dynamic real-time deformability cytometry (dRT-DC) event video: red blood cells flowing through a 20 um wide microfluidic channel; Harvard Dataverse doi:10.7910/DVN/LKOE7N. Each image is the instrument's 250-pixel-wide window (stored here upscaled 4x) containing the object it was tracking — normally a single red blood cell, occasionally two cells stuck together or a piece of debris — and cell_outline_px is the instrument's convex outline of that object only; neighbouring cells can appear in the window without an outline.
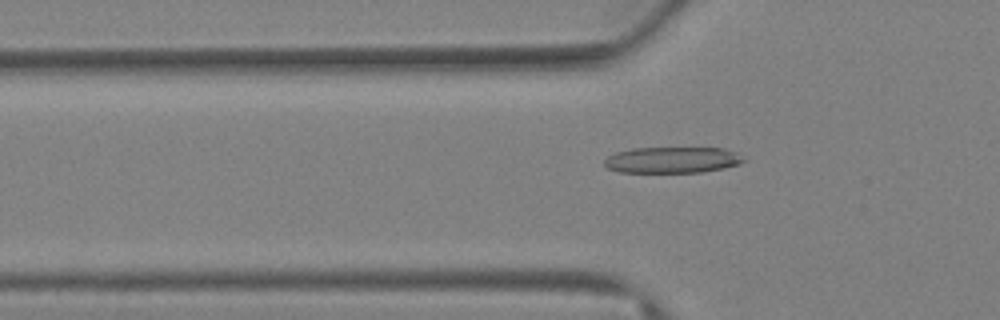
{"species": "Egyptian fruit bat (a non-hibernating species)", "species_latin": "Rousettus aegyptiacus", "temperature_condition": "warm", "stored_images_in_passage": 54, "camera_frame_rate_fps": 3000, "um_per_image_px": 0.085, "animal": {"sex": "female"}, "frame": {"image": 1, "passage_image": 16, "time_ms": 5.0, "image_size_px": [1000, 320], "cell_outline_px": [[748, 160], [740, 164], [724, 168], [700, 172], [620, 172], [608, 168], [604, 164], [604, 160], [608, 156], [616, 152], [632, 148], [724, 148], [736, 152]], "centroid_in_image_um": [57.18, 13.59], "position_along_channel_um": 68.6, "area_um2": 21.27}}
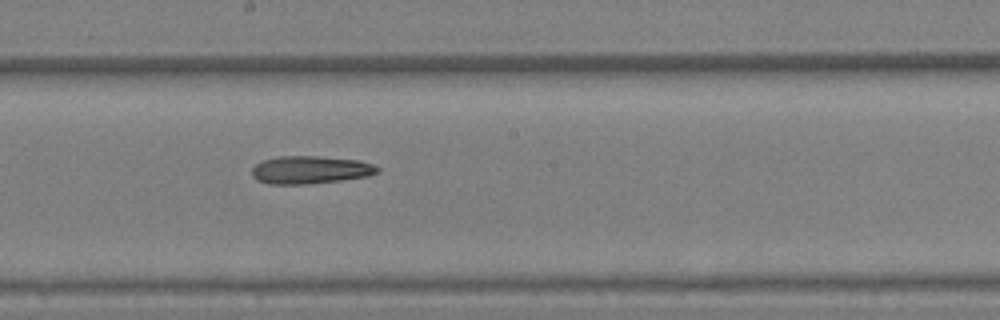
{"frame": {"image": 2, "passage_image": 29, "time_ms": 9.333, "image_size_px": [1000, 320], "cell_outline_px": [[380, 172], [368, 176], [340, 180], [308, 184], [268, 184], [256, 180], [252, 176], [252, 168], [256, 164], [264, 160], [276, 156], [320, 156], [360, 160], [372, 164], [380, 168]], "centroid_in_image_um": [26.37, 14.43], "position_along_channel_um": 221.8, "area_um2": 20.52}}
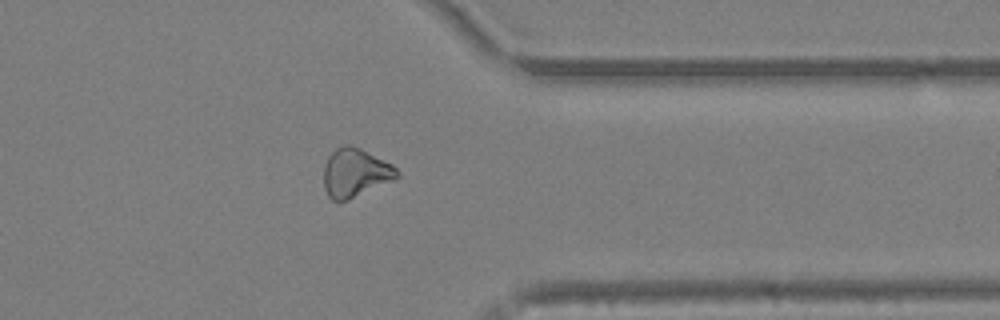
{"frame": {"image": 3, "passage_image": 43, "time_ms": 14.0, "image_size_px": [1000, 320], "cell_outline_px": [[400, 176], [392, 180], [348, 200], [332, 200], [328, 196], [324, 188], [324, 164], [328, 156], [336, 148], [344, 144], [352, 144], [392, 164], [400, 172]], "centroid_in_image_um": [30.18, 14.66], "position_along_channel_um": 381.2, "area_um2": 20.69}}